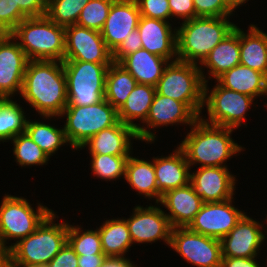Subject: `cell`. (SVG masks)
Instances as JSON below:
<instances>
[{"label": "cell", "instance_id": "6da1fadb", "mask_svg": "<svg viewBox=\"0 0 267 267\" xmlns=\"http://www.w3.org/2000/svg\"><path fill=\"white\" fill-rule=\"evenodd\" d=\"M20 95L41 117H60L68 104L63 62L29 60Z\"/></svg>", "mask_w": 267, "mask_h": 267}, {"label": "cell", "instance_id": "7a4b0ae2", "mask_svg": "<svg viewBox=\"0 0 267 267\" xmlns=\"http://www.w3.org/2000/svg\"><path fill=\"white\" fill-rule=\"evenodd\" d=\"M190 129L178 145L190 169L197 163L201 165L200 167H227L224 162L244 150V147L231 138L235 130L233 128L212 125L199 117Z\"/></svg>", "mask_w": 267, "mask_h": 267}, {"label": "cell", "instance_id": "3957f363", "mask_svg": "<svg viewBox=\"0 0 267 267\" xmlns=\"http://www.w3.org/2000/svg\"><path fill=\"white\" fill-rule=\"evenodd\" d=\"M224 17H195L183 21L176 29L177 60L201 64L207 55L235 28Z\"/></svg>", "mask_w": 267, "mask_h": 267}, {"label": "cell", "instance_id": "277c9868", "mask_svg": "<svg viewBox=\"0 0 267 267\" xmlns=\"http://www.w3.org/2000/svg\"><path fill=\"white\" fill-rule=\"evenodd\" d=\"M52 211L26 238L9 245L13 267L47 266L67 243L68 222L55 223Z\"/></svg>", "mask_w": 267, "mask_h": 267}, {"label": "cell", "instance_id": "5b68a950", "mask_svg": "<svg viewBox=\"0 0 267 267\" xmlns=\"http://www.w3.org/2000/svg\"><path fill=\"white\" fill-rule=\"evenodd\" d=\"M10 35L18 41L29 60L64 61L65 28L46 15L22 20Z\"/></svg>", "mask_w": 267, "mask_h": 267}, {"label": "cell", "instance_id": "8992f818", "mask_svg": "<svg viewBox=\"0 0 267 267\" xmlns=\"http://www.w3.org/2000/svg\"><path fill=\"white\" fill-rule=\"evenodd\" d=\"M204 85L197 64L177 60L165 67L155 88L156 93L183 102L199 118L204 108Z\"/></svg>", "mask_w": 267, "mask_h": 267}, {"label": "cell", "instance_id": "52a82bcc", "mask_svg": "<svg viewBox=\"0 0 267 267\" xmlns=\"http://www.w3.org/2000/svg\"><path fill=\"white\" fill-rule=\"evenodd\" d=\"M66 115L64 131L70 147L78 150L89 138L103 129L115 125L118 111L104 98L87 106H66L61 114Z\"/></svg>", "mask_w": 267, "mask_h": 267}, {"label": "cell", "instance_id": "ba28073f", "mask_svg": "<svg viewBox=\"0 0 267 267\" xmlns=\"http://www.w3.org/2000/svg\"><path fill=\"white\" fill-rule=\"evenodd\" d=\"M83 61H63L66 75L67 106H87L104 99L108 67Z\"/></svg>", "mask_w": 267, "mask_h": 267}, {"label": "cell", "instance_id": "9c48e42d", "mask_svg": "<svg viewBox=\"0 0 267 267\" xmlns=\"http://www.w3.org/2000/svg\"><path fill=\"white\" fill-rule=\"evenodd\" d=\"M53 210L38 204L36 211L26 198L5 195L0 204V249L9 250L7 240L26 238Z\"/></svg>", "mask_w": 267, "mask_h": 267}, {"label": "cell", "instance_id": "30bf717a", "mask_svg": "<svg viewBox=\"0 0 267 267\" xmlns=\"http://www.w3.org/2000/svg\"><path fill=\"white\" fill-rule=\"evenodd\" d=\"M207 85L208 83L204 85L203 105L207 106L209 117L200 118L212 125L239 128L246 120L247 111L255 98L227 89L219 83L212 88L213 90H209Z\"/></svg>", "mask_w": 267, "mask_h": 267}, {"label": "cell", "instance_id": "8fae6325", "mask_svg": "<svg viewBox=\"0 0 267 267\" xmlns=\"http://www.w3.org/2000/svg\"><path fill=\"white\" fill-rule=\"evenodd\" d=\"M170 248L187 263L197 267H221L222 250L219 239L191 231L188 227L172 228Z\"/></svg>", "mask_w": 267, "mask_h": 267}, {"label": "cell", "instance_id": "7c38bea8", "mask_svg": "<svg viewBox=\"0 0 267 267\" xmlns=\"http://www.w3.org/2000/svg\"><path fill=\"white\" fill-rule=\"evenodd\" d=\"M64 61L112 64V51L99 31L76 24L65 28Z\"/></svg>", "mask_w": 267, "mask_h": 267}, {"label": "cell", "instance_id": "4fadbf2b", "mask_svg": "<svg viewBox=\"0 0 267 267\" xmlns=\"http://www.w3.org/2000/svg\"><path fill=\"white\" fill-rule=\"evenodd\" d=\"M197 119L198 117L183 102L155 93L146 121L136 130L137 137L138 140L154 143L156 136L150 128L174 124L192 127ZM145 124L149 130L144 127Z\"/></svg>", "mask_w": 267, "mask_h": 267}, {"label": "cell", "instance_id": "5bb4252c", "mask_svg": "<svg viewBox=\"0 0 267 267\" xmlns=\"http://www.w3.org/2000/svg\"><path fill=\"white\" fill-rule=\"evenodd\" d=\"M232 199L222 202L203 203L188 228L204 236L221 240L245 214L244 211L232 205Z\"/></svg>", "mask_w": 267, "mask_h": 267}, {"label": "cell", "instance_id": "9a60e30c", "mask_svg": "<svg viewBox=\"0 0 267 267\" xmlns=\"http://www.w3.org/2000/svg\"><path fill=\"white\" fill-rule=\"evenodd\" d=\"M28 61L10 33L0 34V99L20 95Z\"/></svg>", "mask_w": 267, "mask_h": 267}, {"label": "cell", "instance_id": "2e32d148", "mask_svg": "<svg viewBox=\"0 0 267 267\" xmlns=\"http://www.w3.org/2000/svg\"><path fill=\"white\" fill-rule=\"evenodd\" d=\"M130 218H125L133 243H154L164 240L169 246L172 226L166 213L157 206H136Z\"/></svg>", "mask_w": 267, "mask_h": 267}, {"label": "cell", "instance_id": "e0dca14e", "mask_svg": "<svg viewBox=\"0 0 267 267\" xmlns=\"http://www.w3.org/2000/svg\"><path fill=\"white\" fill-rule=\"evenodd\" d=\"M262 230L263 225L245 213L236 226L220 240L222 257H256L267 238Z\"/></svg>", "mask_w": 267, "mask_h": 267}, {"label": "cell", "instance_id": "ac0fdd59", "mask_svg": "<svg viewBox=\"0 0 267 267\" xmlns=\"http://www.w3.org/2000/svg\"><path fill=\"white\" fill-rule=\"evenodd\" d=\"M235 179L227 167H199L190 173V184L204 203L233 198Z\"/></svg>", "mask_w": 267, "mask_h": 267}, {"label": "cell", "instance_id": "d6986e66", "mask_svg": "<svg viewBox=\"0 0 267 267\" xmlns=\"http://www.w3.org/2000/svg\"><path fill=\"white\" fill-rule=\"evenodd\" d=\"M140 11L136 0H115L100 31L113 52L138 27Z\"/></svg>", "mask_w": 267, "mask_h": 267}, {"label": "cell", "instance_id": "ffe728a7", "mask_svg": "<svg viewBox=\"0 0 267 267\" xmlns=\"http://www.w3.org/2000/svg\"><path fill=\"white\" fill-rule=\"evenodd\" d=\"M137 29L142 40V49L171 62L177 61V28L173 31L168 21L141 16Z\"/></svg>", "mask_w": 267, "mask_h": 267}, {"label": "cell", "instance_id": "44dd1931", "mask_svg": "<svg viewBox=\"0 0 267 267\" xmlns=\"http://www.w3.org/2000/svg\"><path fill=\"white\" fill-rule=\"evenodd\" d=\"M160 203L169 210L166 216L172 228H177L188 227L204 202L189 183L165 192L161 196Z\"/></svg>", "mask_w": 267, "mask_h": 267}, {"label": "cell", "instance_id": "7402d4cb", "mask_svg": "<svg viewBox=\"0 0 267 267\" xmlns=\"http://www.w3.org/2000/svg\"><path fill=\"white\" fill-rule=\"evenodd\" d=\"M130 138L138 139L136 129L119 120L115 125L89 138L81 145L80 150L87 146L89 154L130 155L132 152Z\"/></svg>", "mask_w": 267, "mask_h": 267}, {"label": "cell", "instance_id": "603a6c76", "mask_svg": "<svg viewBox=\"0 0 267 267\" xmlns=\"http://www.w3.org/2000/svg\"><path fill=\"white\" fill-rule=\"evenodd\" d=\"M154 170L159 201L165 192L190 183V166L179 147L168 156L155 157Z\"/></svg>", "mask_w": 267, "mask_h": 267}, {"label": "cell", "instance_id": "cb8c5ba5", "mask_svg": "<svg viewBox=\"0 0 267 267\" xmlns=\"http://www.w3.org/2000/svg\"><path fill=\"white\" fill-rule=\"evenodd\" d=\"M240 64V40L239 27L236 25L234 30L223 39L204 59L200 64V71L205 83H208L207 78L217 79L224 72L229 71L236 65ZM202 66L209 68L208 72L211 77L204 75ZM207 79V80H206Z\"/></svg>", "mask_w": 267, "mask_h": 267}, {"label": "cell", "instance_id": "d4e9b609", "mask_svg": "<svg viewBox=\"0 0 267 267\" xmlns=\"http://www.w3.org/2000/svg\"><path fill=\"white\" fill-rule=\"evenodd\" d=\"M169 60L139 49L124 57L118 64L128 71L139 84L156 86Z\"/></svg>", "mask_w": 267, "mask_h": 267}, {"label": "cell", "instance_id": "484cf974", "mask_svg": "<svg viewBox=\"0 0 267 267\" xmlns=\"http://www.w3.org/2000/svg\"><path fill=\"white\" fill-rule=\"evenodd\" d=\"M216 80L227 89L253 98L267 95V77L263 73L241 64L224 72Z\"/></svg>", "mask_w": 267, "mask_h": 267}, {"label": "cell", "instance_id": "4316f807", "mask_svg": "<svg viewBox=\"0 0 267 267\" xmlns=\"http://www.w3.org/2000/svg\"><path fill=\"white\" fill-rule=\"evenodd\" d=\"M240 64L263 73L267 77V34L256 25H249L248 33L239 28Z\"/></svg>", "mask_w": 267, "mask_h": 267}, {"label": "cell", "instance_id": "83f0119b", "mask_svg": "<svg viewBox=\"0 0 267 267\" xmlns=\"http://www.w3.org/2000/svg\"><path fill=\"white\" fill-rule=\"evenodd\" d=\"M152 159L153 161H147L130 155L126 164L124 179L140 195H144L145 198L148 197L149 200L155 198L158 204L159 190L155 177L154 157Z\"/></svg>", "mask_w": 267, "mask_h": 267}, {"label": "cell", "instance_id": "f1b7e54d", "mask_svg": "<svg viewBox=\"0 0 267 267\" xmlns=\"http://www.w3.org/2000/svg\"><path fill=\"white\" fill-rule=\"evenodd\" d=\"M97 229L103 253L108 258H125L126 252L133 244L126 220L109 219Z\"/></svg>", "mask_w": 267, "mask_h": 267}, {"label": "cell", "instance_id": "f546056e", "mask_svg": "<svg viewBox=\"0 0 267 267\" xmlns=\"http://www.w3.org/2000/svg\"><path fill=\"white\" fill-rule=\"evenodd\" d=\"M155 93V86L137 83L126 102L118 110V119L137 130L140 124L134 121L139 119L142 123L146 121Z\"/></svg>", "mask_w": 267, "mask_h": 267}, {"label": "cell", "instance_id": "4dcf8cb0", "mask_svg": "<svg viewBox=\"0 0 267 267\" xmlns=\"http://www.w3.org/2000/svg\"><path fill=\"white\" fill-rule=\"evenodd\" d=\"M137 85L135 78L118 63L108 67L104 98L118 111Z\"/></svg>", "mask_w": 267, "mask_h": 267}, {"label": "cell", "instance_id": "1f68e13d", "mask_svg": "<svg viewBox=\"0 0 267 267\" xmlns=\"http://www.w3.org/2000/svg\"><path fill=\"white\" fill-rule=\"evenodd\" d=\"M61 128L29 119L27 120L25 133L51 157L61 146L69 143L64 128Z\"/></svg>", "mask_w": 267, "mask_h": 267}, {"label": "cell", "instance_id": "d6a6232c", "mask_svg": "<svg viewBox=\"0 0 267 267\" xmlns=\"http://www.w3.org/2000/svg\"><path fill=\"white\" fill-rule=\"evenodd\" d=\"M22 107L11 98L0 99V142L11 140L25 133L27 115Z\"/></svg>", "mask_w": 267, "mask_h": 267}, {"label": "cell", "instance_id": "836d02e7", "mask_svg": "<svg viewBox=\"0 0 267 267\" xmlns=\"http://www.w3.org/2000/svg\"><path fill=\"white\" fill-rule=\"evenodd\" d=\"M10 141L14 143L13 154L19 166L47 165L50 157L26 133L19 134Z\"/></svg>", "mask_w": 267, "mask_h": 267}, {"label": "cell", "instance_id": "e575fe53", "mask_svg": "<svg viewBox=\"0 0 267 267\" xmlns=\"http://www.w3.org/2000/svg\"><path fill=\"white\" fill-rule=\"evenodd\" d=\"M90 0H49L46 16L64 28L74 25Z\"/></svg>", "mask_w": 267, "mask_h": 267}, {"label": "cell", "instance_id": "d590c367", "mask_svg": "<svg viewBox=\"0 0 267 267\" xmlns=\"http://www.w3.org/2000/svg\"><path fill=\"white\" fill-rule=\"evenodd\" d=\"M82 228L72 226L68 223L67 243L77 255L104 254L101 247V238L96 230H81Z\"/></svg>", "mask_w": 267, "mask_h": 267}, {"label": "cell", "instance_id": "8d00e7d4", "mask_svg": "<svg viewBox=\"0 0 267 267\" xmlns=\"http://www.w3.org/2000/svg\"><path fill=\"white\" fill-rule=\"evenodd\" d=\"M130 155L91 154V169L94 176L103 180L125 178L126 164ZM120 177V178H119Z\"/></svg>", "mask_w": 267, "mask_h": 267}, {"label": "cell", "instance_id": "74e56055", "mask_svg": "<svg viewBox=\"0 0 267 267\" xmlns=\"http://www.w3.org/2000/svg\"><path fill=\"white\" fill-rule=\"evenodd\" d=\"M115 0H90L81 10L76 25L101 31Z\"/></svg>", "mask_w": 267, "mask_h": 267}, {"label": "cell", "instance_id": "f35d334b", "mask_svg": "<svg viewBox=\"0 0 267 267\" xmlns=\"http://www.w3.org/2000/svg\"><path fill=\"white\" fill-rule=\"evenodd\" d=\"M25 18L17 0H0V34L10 33Z\"/></svg>", "mask_w": 267, "mask_h": 267}, {"label": "cell", "instance_id": "ab89813d", "mask_svg": "<svg viewBox=\"0 0 267 267\" xmlns=\"http://www.w3.org/2000/svg\"><path fill=\"white\" fill-rule=\"evenodd\" d=\"M140 15L169 22L171 10L168 0H136Z\"/></svg>", "mask_w": 267, "mask_h": 267}, {"label": "cell", "instance_id": "60d3db41", "mask_svg": "<svg viewBox=\"0 0 267 267\" xmlns=\"http://www.w3.org/2000/svg\"><path fill=\"white\" fill-rule=\"evenodd\" d=\"M193 4L196 17H224L233 14L225 0H193Z\"/></svg>", "mask_w": 267, "mask_h": 267}, {"label": "cell", "instance_id": "b9f144b4", "mask_svg": "<svg viewBox=\"0 0 267 267\" xmlns=\"http://www.w3.org/2000/svg\"><path fill=\"white\" fill-rule=\"evenodd\" d=\"M142 49V40L139 30L136 28L126 37V39L112 52L114 63H119L127 55Z\"/></svg>", "mask_w": 267, "mask_h": 267}, {"label": "cell", "instance_id": "7bdbcfd3", "mask_svg": "<svg viewBox=\"0 0 267 267\" xmlns=\"http://www.w3.org/2000/svg\"><path fill=\"white\" fill-rule=\"evenodd\" d=\"M47 267H78V255L72 247L66 243L48 263Z\"/></svg>", "mask_w": 267, "mask_h": 267}, {"label": "cell", "instance_id": "ee69618b", "mask_svg": "<svg viewBox=\"0 0 267 267\" xmlns=\"http://www.w3.org/2000/svg\"><path fill=\"white\" fill-rule=\"evenodd\" d=\"M171 10V18H182L183 21L190 20L196 17L193 0H168Z\"/></svg>", "mask_w": 267, "mask_h": 267}, {"label": "cell", "instance_id": "f6af8a7d", "mask_svg": "<svg viewBox=\"0 0 267 267\" xmlns=\"http://www.w3.org/2000/svg\"><path fill=\"white\" fill-rule=\"evenodd\" d=\"M49 0H17L21 13L26 17H41L46 14Z\"/></svg>", "mask_w": 267, "mask_h": 267}, {"label": "cell", "instance_id": "bcb514c9", "mask_svg": "<svg viewBox=\"0 0 267 267\" xmlns=\"http://www.w3.org/2000/svg\"><path fill=\"white\" fill-rule=\"evenodd\" d=\"M256 257H222L221 267H261Z\"/></svg>", "mask_w": 267, "mask_h": 267}, {"label": "cell", "instance_id": "7dc6e473", "mask_svg": "<svg viewBox=\"0 0 267 267\" xmlns=\"http://www.w3.org/2000/svg\"><path fill=\"white\" fill-rule=\"evenodd\" d=\"M107 258L105 254L78 255V267H102Z\"/></svg>", "mask_w": 267, "mask_h": 267}, {"label": "cell", "instance_id": "c3c4849f", "mask_svg": "<svg viewBox=\"0 0 267 267\" xmlns=\"http://www.w3.org/2000/svg\"><path fill=\"white\" fill-rule=\"evenodd\" d=\"M102 267H137L133 262L126 258H107Z\"/></svg>", "mask_w": 267, "mask_h": 267}, {"label": "cell", "instance_id": "681fc988", "mask_svg": "<svg viewBox=\"0 0 267 267\" xmlns=\"http://www.w3.org/2000/svg\"><path fill=\"white\" fill-rule=\"evenodd\" d=\"M0 267H13L10 251L0 249Z\"/></svg>", "mask_w": 267, "mask_h": 267}, {"label": "cell", "instance_id": "f907efd6", "mask_svg": "<svg viewBox=\"0 0 267 267\" xmlns=\"http://www.w3.org/2000/svg\"><path fill=\"white\" fill-rule=\"evenodd\" d=\"M227 7L233 12L238 6L248 2V0H225Z\"/></svg>", "mask_w": 267, "mask_h": 267}]
</instances>
